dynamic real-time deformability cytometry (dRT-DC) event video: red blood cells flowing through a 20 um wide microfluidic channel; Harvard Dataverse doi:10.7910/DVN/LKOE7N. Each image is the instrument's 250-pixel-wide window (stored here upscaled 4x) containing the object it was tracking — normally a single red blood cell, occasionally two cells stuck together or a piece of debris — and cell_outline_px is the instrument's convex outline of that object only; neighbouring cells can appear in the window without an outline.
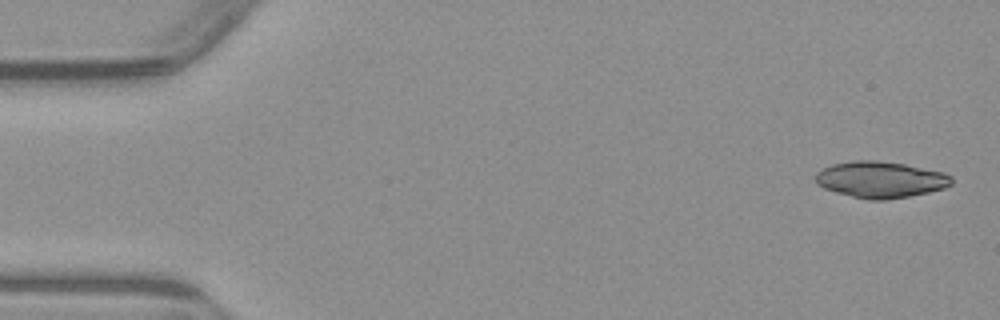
{"species": "common noctule bat (a hibernating species)", "species_latin": "Nyctalus noctula", "temperature_condition": "warm", "stored_images_in_passage": 4, "camera_frame_rate_fps": 3000, "um_per_image_px": 0.085, "animal": {"sex": "male", "body_mass_g": 23.1, "forearm_length_mm": 52.7}, "frame": {"image": 1, "passage_image": 1, "time_ms": 0.0, "image_size_px": [1000, 320], "cell_outline_px": [[952, 184], [944, 188], [928, 192], [908, 196], [884, 200], [868, 200], [836, 192], [824, 188], [816, 180], [816, 176], [824, 168], [832, 164], [856, 160], [872, 160], [904, 164], [940, 172], [952, 176]], "centroid_in_image_um": [74.86, 15.27], "position_along_channel_um": 10.1, "area_um2": 28.26}}